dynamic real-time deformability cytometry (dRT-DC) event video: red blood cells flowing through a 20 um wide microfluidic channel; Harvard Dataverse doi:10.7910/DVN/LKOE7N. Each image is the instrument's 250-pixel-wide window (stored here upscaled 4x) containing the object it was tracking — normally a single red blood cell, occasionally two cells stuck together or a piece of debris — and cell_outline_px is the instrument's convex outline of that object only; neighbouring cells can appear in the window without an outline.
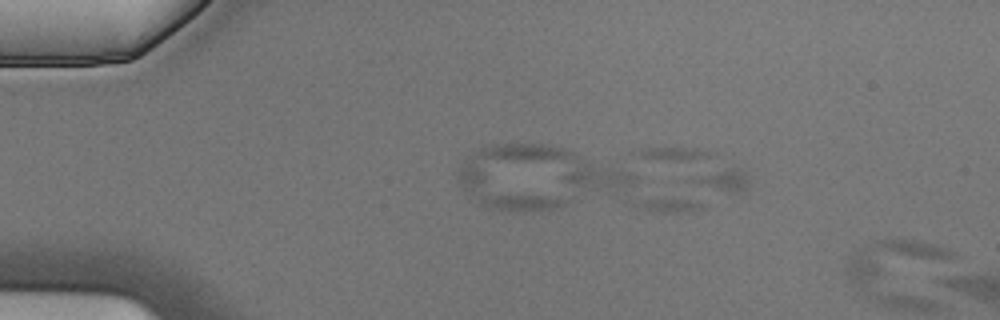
{"species": "Egyptian fruit bat (a non-hibernating species)", "species_latin": "Rousettus aegyptiacus", "temperature_condition": "cold", "stored_images_in_passage": 5, "camera_frame_rate_fps": 3000, "um_per_image_px": 0.085, "animal": {"sex": "male"}, "frame": {"image": 1, "passage_image": 3, "time_ms": 0.667, "image_size_px": [1000, 320], "cell_outline_px": [[748, 192], [732, 192], [684, 180], [628, 152], [636, 148], [696, 148], [716, 152], [744, 168], [748, 188]], "centroid_in_image_um": [59.28, 14.18], "position_along_channel_um": 25.7, "area_um2": 21.85}}